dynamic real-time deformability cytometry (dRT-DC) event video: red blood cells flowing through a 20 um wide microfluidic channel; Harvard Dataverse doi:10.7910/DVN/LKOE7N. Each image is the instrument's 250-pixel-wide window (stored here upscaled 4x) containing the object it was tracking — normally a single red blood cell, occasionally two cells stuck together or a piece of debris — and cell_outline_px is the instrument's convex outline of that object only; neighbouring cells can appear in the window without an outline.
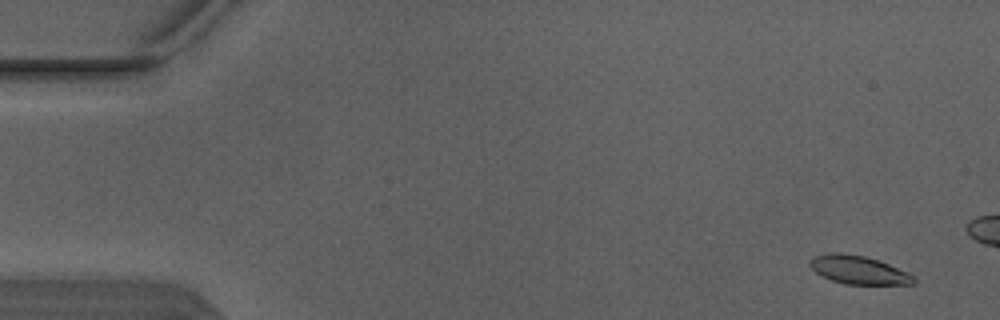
{"species": "Egyptian fruit bat (a non-hibernating species)", "species_latin": "Rousettus aegyptiacus", "temperature_condition": "warm", "stored_images_in_passage": 4, "camera_frame_rate_fps": 3000, "um_per_image_px": 0.085, "animal": {"sex": "male"}, "frame": {"image": 1, "passage_image": 1, "time_ms": 0.0, "image_size_px": [1000, 320], "cell_outline_px": [[916, 280], [912, 284], [844, 284], [832, 280], [816, 272], [808, 264], [808, 260], [812, 256], [828, 252], [840, 252], [864, 256], [888, 264], [908, 272], [916, 276]], "centroid_in_image_um": [72.95, 22.93], "position_along_channel_um": 12.1, "area_um2": 17.17}}